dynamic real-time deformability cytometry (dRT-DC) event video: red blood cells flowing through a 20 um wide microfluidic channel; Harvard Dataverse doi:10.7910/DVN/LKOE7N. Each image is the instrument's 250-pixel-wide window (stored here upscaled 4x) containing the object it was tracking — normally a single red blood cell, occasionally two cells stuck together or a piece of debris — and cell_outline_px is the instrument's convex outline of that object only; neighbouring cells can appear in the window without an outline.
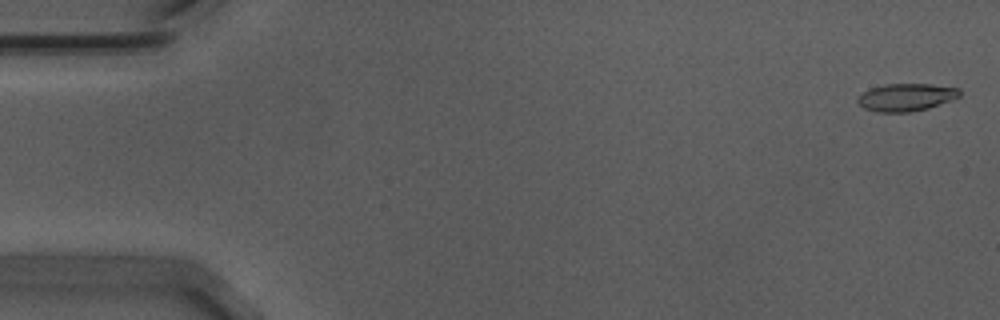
{"species": "Egyptian fruit bat (a non-hibernating species)", "species_latin": "Rousettus aegyptiacus", "temperature_condition": "warm", "stored_images_in_passage": 56, "camera_frame_rate_fps": 3000, "um_per_image_px": 0.085, "animal": {"sex": "male"}, "frame": {"image": 1, "passage_image": 2, "time_ms": 0.333, "image_size_px": [1000, 320], "cell_outline_px": [[960, 96], [952, 100], [928, 108], [908, 112], [876, 112], [864, 108], [856, 100], [864, 92], [872, 88], [888, 84], [932, 84], [960, 88]], "centroid_in_image_um": [77.06, 8.27], "position_along_channel_um": 7.9, "area_um2": 16.24}}
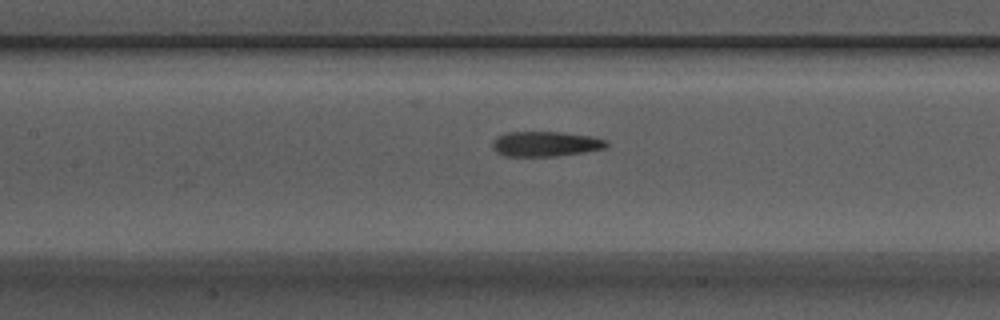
{"frame": {"image": 2, "passage_image": 26, "time_ms": 8.333, "image_size_px": [1000, 320], "cell_outline_px": [[608, 144], [604, 148], [584, 152], [556, 156], [504, 156], [496, 152], [492, 148], [492, 140], [496, 136], [508, 132], [560, 132], [588, 136], [608, 140]], "centroid_in_image_um": [46.31, 12.23], "position_along_channel_um": 161.1, "area_um2": 16.65}}
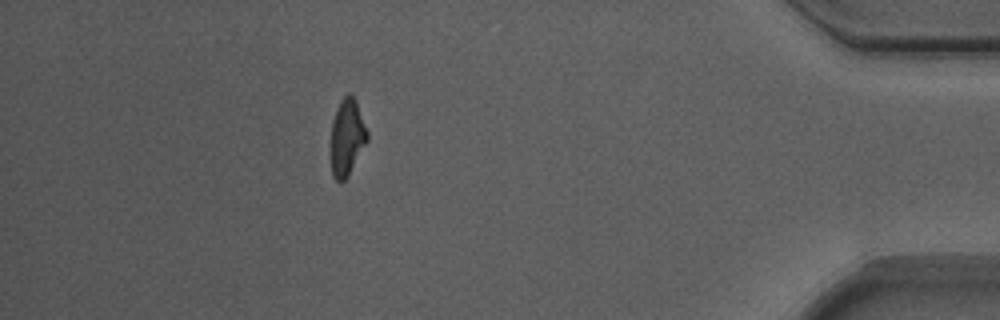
{"frame": {"image": 3, "passage_image": 50, "time_ms": 16.333, "image_size_px": [1000, 320], "cell_outline_px": [[368, 140], [344, 180], [340, 184], [332, 176], [332, 120], [336, 108], [340, 100], [348, 92], [356, 100], [368, 132]], "centroid_in_image_um": [29.5, 11.63], "position_along_channel_um": 405.7, "area_um2": 15.95}, "authors_computed_cell_mechanics": {"area_um2": 16.6175, "velocity_mm_per_s": 3.728, "shape_relaxation_time_tau1_ms": null, "shape_relaxation_time_tau2_ms": 3.8251, "deformation_change_tau1": null, "deformation_change_tau2": 0.1444}}